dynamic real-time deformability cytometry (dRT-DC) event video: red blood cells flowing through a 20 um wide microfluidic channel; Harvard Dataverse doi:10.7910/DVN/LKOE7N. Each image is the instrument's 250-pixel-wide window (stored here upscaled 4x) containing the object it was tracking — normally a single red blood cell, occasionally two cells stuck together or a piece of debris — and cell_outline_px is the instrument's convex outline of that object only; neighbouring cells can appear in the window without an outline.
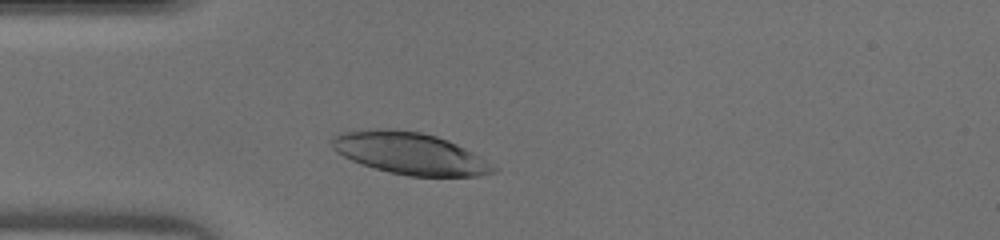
{"species": "human", "species_latin": "Homo sapiens", "temperature_condition": "warm", "stored_images_in_passage": 33, "camera_frame_rate_fps": 3000, "um_per_image_px": 0.085, "donor": {"sex": "male"}, "frame": {"image": 1, "passage_image": 6, "time_ms": 1.667, "image_size_px": [1000, 240], "cell_outline_px": [[500, 168], [496, 172], [480, 176], [408, 176], [388, 172], [352, 160], [336, 152], [332, 148], [332, 140], [340, 132], [420, 132], [436, 136], [448, 140], [480, 156]], "centroid_in_image_um": [34.97, 13.11], "position_along_channel_um": 50.0, "area_um2": 38.03}}
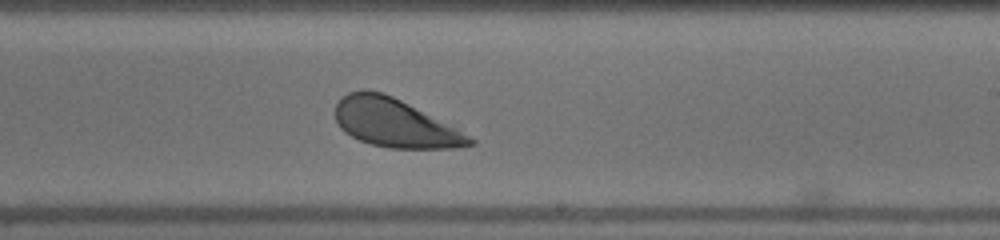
{"frame": {"image": 2, "passage_image": 21, "time_ms": 6.667, "image_size_px": [1000, 240], "cell_outline_px": [[476, 144], [456, 148], [388, 148], [372, 144], [360, 140], [344, 132], [340, 128], [336, 120], [336, 104], [348, 92], [360, 88], [364, 88], [380, 92], [392, 96], [456, 128], [476, 140]], "centroid_in_image_um": [33.53, 10.45], "position_along_channel_um": 255.5, "area_um2": 37.51}}
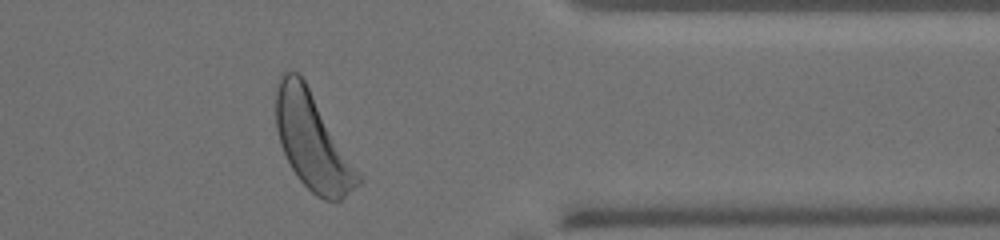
{"frame": {"image": 3, "passage_image": 31, "time_ms": 10.0, "image_size_px": [1000, 240], "cell_outline_px": [[364, 180], [360, 184], [340, 200], [324, 200], [316, 196], [300, 180], [292, 168], [280, 144], [276, 128], [276, 88], [280, 72], [296, 72], [304, 80]], "centroid_in_image_um": [26.55, 12.03], "position_along_channel_um": 384.9, "area_um2": 45.43}}